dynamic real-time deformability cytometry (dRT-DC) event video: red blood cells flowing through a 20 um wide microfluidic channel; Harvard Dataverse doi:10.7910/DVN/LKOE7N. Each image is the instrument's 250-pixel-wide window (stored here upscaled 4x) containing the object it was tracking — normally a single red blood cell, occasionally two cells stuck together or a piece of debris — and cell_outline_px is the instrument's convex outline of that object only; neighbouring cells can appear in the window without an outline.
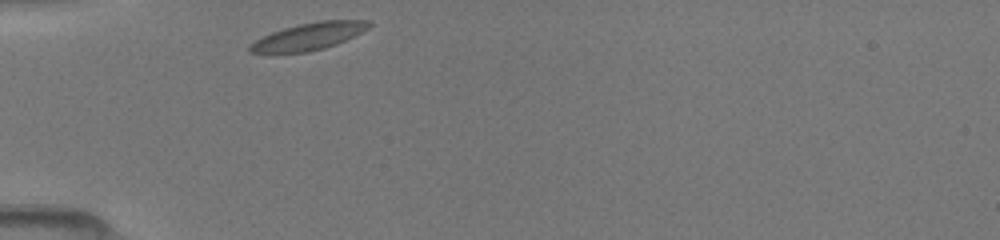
{"species": "common noctule bat (a hibernating species)", "species_latin": "Nyctalus noctula", "temperature_condition": "room temperature", "stored_images_in_passage": 15, "camera_frame_rate_fps": 3000, "um_per_image_px": 0.085, "animal": {"sex": "female", "body_mass_g": 19.5, "forearm_length_mm": 54.1}, "frame": {"image": 1, "passage_image": 1, "time_ms": 0.0, "image_size_px": [1000, 240], "cell_outline_px": [[372, 24], [368, 28], [336, 44], [324, 48], [308, 52], [248, 52], [248, 48], [256, 40], [272, 32], [284, 28], [300, 24], [320, 20], [368, 20]], "centroid_in_image_um": [26.27, 3.08], "position_along_channel_um": 58.7, "area_um2": 18.32}}
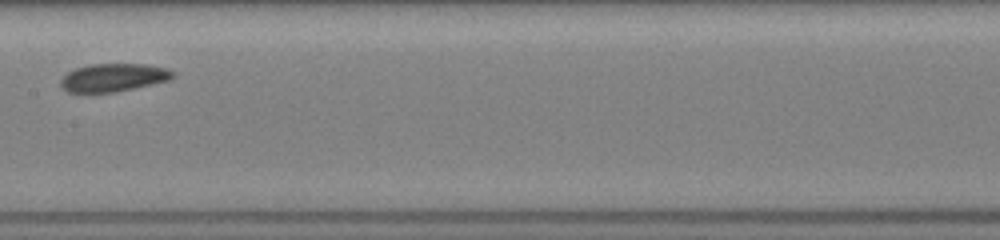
{"frame": {"image": 2, "passage_image": 6, "time_ms": 3.667, "image_size_px": [1000, 240], "cell_outline_px": [[176, 76], [172, 80], [116, 92], [68, 92], [60, 84], [60, 80], [68, 72], [76, 68], [88, 64], [144, 64], [164, 68], [176, 72]], "centroid_in_image_um": [9.69, 6.59], "position_along_channel_um": 197.7, "area_um2": 18.38}}
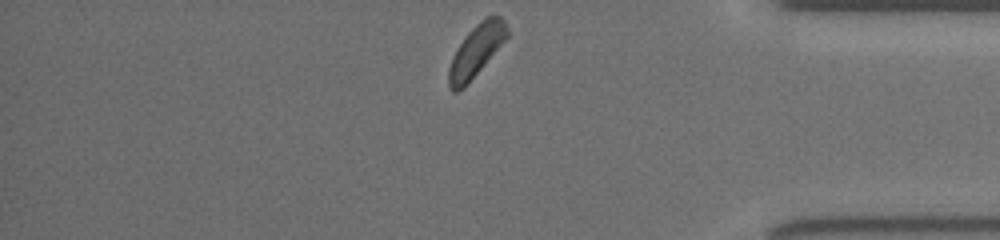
{"frame": {"image": 3, "passage_image": 15, "time_ms": 9.0, "image_size_px": [1000, 240], "cell_outline_px": [[508, 36], [464, 88], [456, 92], [452, 92], [448, 84], [448, 68], [452, 56], [468, 32], [484, 16], [500, 16], [504, 20], [508, 28]], "centroid_in_image_um": [40.45, 4.31], "position_along_channel_um": 394.7, "area_um2": 17.4}}